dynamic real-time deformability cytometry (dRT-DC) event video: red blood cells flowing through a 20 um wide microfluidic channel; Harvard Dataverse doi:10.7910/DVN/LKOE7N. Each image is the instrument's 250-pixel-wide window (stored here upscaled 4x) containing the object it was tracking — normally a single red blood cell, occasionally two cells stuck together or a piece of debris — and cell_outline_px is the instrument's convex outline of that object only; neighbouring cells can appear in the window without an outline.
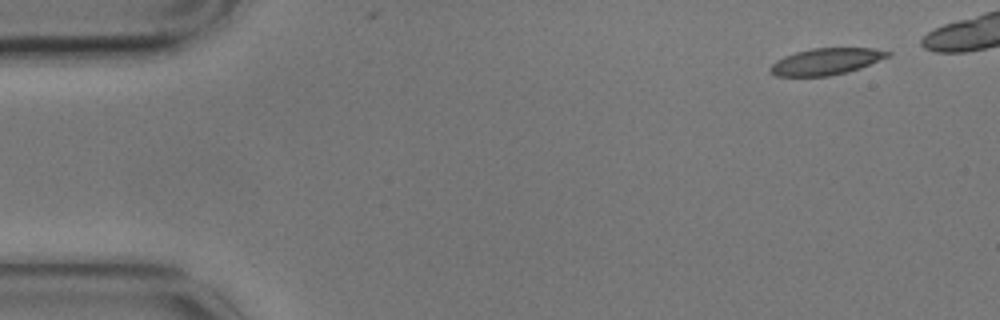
{"species": "common noctule bat (a hibernating species)", "species_latin": "Nyctalus noctula", "temperature_condition": "cold", "stored_images_in_passage": 10, "camera_frame_rate_fps": 3000, "um_per_image_px": 0.085, "animal": {"sex": "male", "body_mass_g": 17.9}, "frame": {"image": 1, "passage_image": 1, "time_ms": 0.0, "image_size_px": [1000, 320], "cell_outline_px": [[892, 56], [860, 68], [848, 72], [828, 76], [776, 76], [768, 68], [776, 60], [784, 56], [796, 52], [812, 48], [872, 48], [892, 52]], "centroid_in_image_um": [70.25, 5.22], "position_along_channel_um": 14.7, "area_um2": 18.26}}